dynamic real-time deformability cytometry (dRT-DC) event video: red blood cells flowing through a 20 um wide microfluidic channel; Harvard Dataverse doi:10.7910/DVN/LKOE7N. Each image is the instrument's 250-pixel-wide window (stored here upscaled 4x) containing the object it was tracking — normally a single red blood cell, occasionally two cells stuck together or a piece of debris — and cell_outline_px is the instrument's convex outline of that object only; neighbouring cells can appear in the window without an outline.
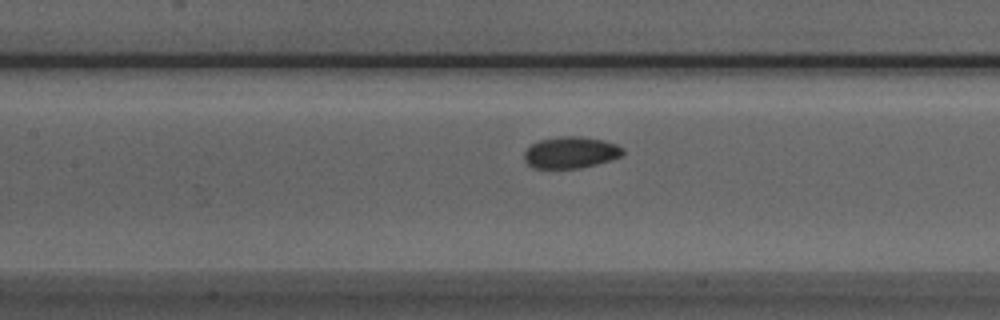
{"species": "Egyptian fruit bat (a non-hibernating species)", "species_latin": "Rousettus aegyptiacus", "temperature_condition": "room temperature", "stored_images_in_passage": 32, "camera_frame_rate_fps": 3000, "um_per_image_px": 0.085, "animal": {"sex": "male"}, "frame": {"image": 1, "passage_image": 8, "time_ms": 2.333, "image_size_px": [1000, 320], "cell_outline_px": [[624, 152], [620, 156], [596, 164], [580, 168], [532, 168], [524, 160], [524, 152], [532, 144], [540, 140], [564, 136], [580, 136], [604, 140], [616, 144], [624, 148]], "centroid_in_image_um": [48.5, 12.96], "position_along_channel_um": 158.9, "area_um2": 18.03}}
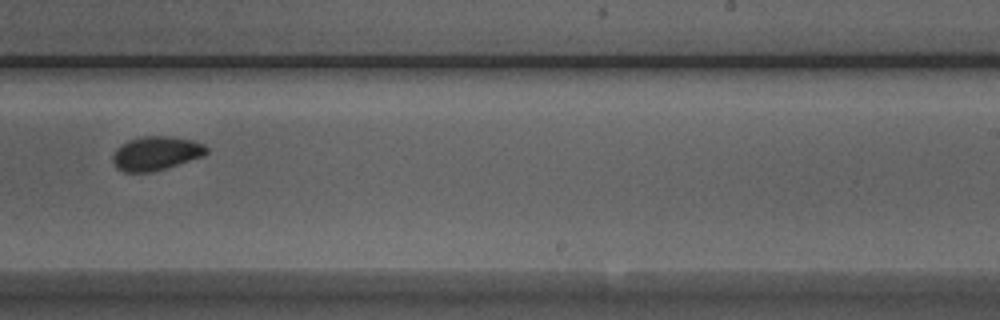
{"frame": {"image": 2, "passage_image": 17, "time_ms": 5.333, "image_size_px": [1000, 320], "cell_outline_px": [[208, 152], [204, 156], [152, 172], [124, 172], [116, 168], [112, 160], [112, 156], [116, 148], [120, 144], [128, 140], [144, 136], [168, 136], [192, 140], [204, 144], [208, 148]], "centroid_in_image_um": [13.24, 13.03], "position_along_channel_um": 275.8, "area_um2": 18.61}}
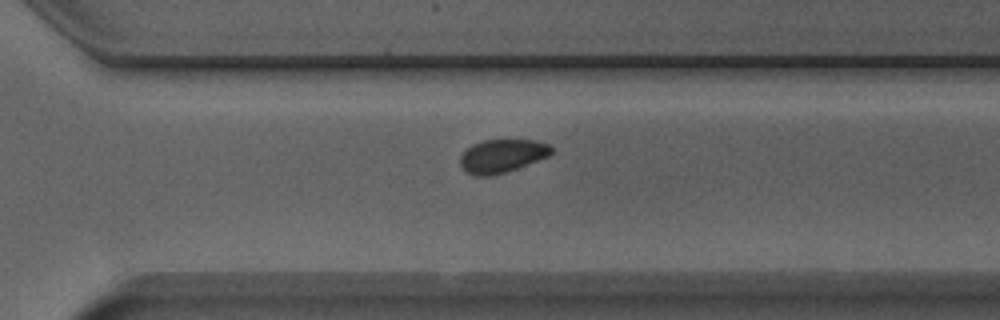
{"frame": {"image": 3, "passage_image": 21, "time_ms": 6.667, "image_size_px": [1000, 320], "cell_outline_px": [[552, 152], [548, 156], [516, 168], [504, 172], [488, 176], [472, 176], [464, 172], [460, 164], [460, 156], [472, 144], [484, 140], [536, 140], [548, 144], [552, 148]], "centroid_in_image_um": [42.63, 13.25], "position_along_channel_um": 328.0, "area_um2": 17.57}, "authors_computed_cell_mechanics": {"area_um2": 18.785, "velocity_mm_per_s": 3.9019, "shape_relaxation_time_tau1_ms": 2.4409, "shape_relaxation_time_tau2_ms": 2.4497, "deformation_change_tau1": 0.0769, "deformation_change_tau2": 0.0506}}